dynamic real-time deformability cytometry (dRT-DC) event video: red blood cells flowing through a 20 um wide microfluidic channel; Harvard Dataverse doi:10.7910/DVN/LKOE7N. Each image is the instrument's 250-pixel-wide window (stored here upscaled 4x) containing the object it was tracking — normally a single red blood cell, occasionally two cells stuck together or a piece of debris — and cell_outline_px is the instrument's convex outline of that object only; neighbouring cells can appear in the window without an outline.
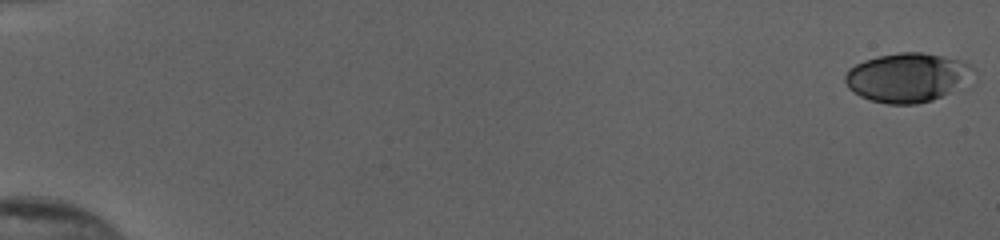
{"species": "human", "species_latin": "Homo sapiens", "temperature_condition": "cold", "stored_images_in_passage": 20, "camera_frame_rate_fps": 3000, "um_per_image_px": 0.085, "donor": {"sex": "female"}, "frame": {"image": 1, "passage_image": 1, "time_ms": 0.0, "image_size_px": [1000, 240], "cell_outline_px": [[976, 84], [968, 88], [932, 100], [916, 104], [888, 104], [872, 100], [860, 96], [848, 88], [844, 80], [844, 76], [848, 68], [864, 60], [876, 56], [900, 52], [920, 52], [944, 56], [972, 64], [976, 68]], "centroid_in_image_um": [77.29, 6.6], "position_along_channel_um": 7.7, "area_um2": 38.15}}
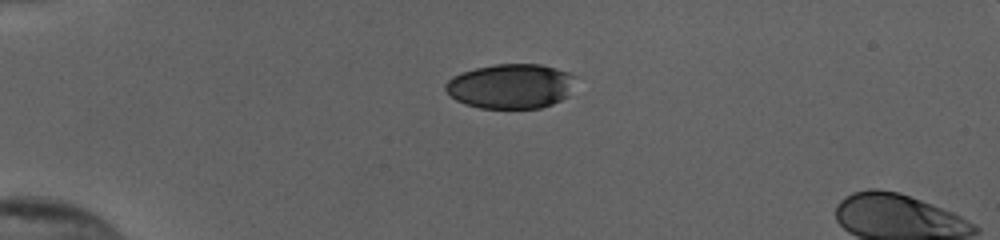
{"frame": {"image": 2, "passage_image": 15, "time_ms": 4.667, "image_size_px": [1000, 240], "cell_outline_px": [[580, 76], [568, 96], [552, 104], [540, 108], [480, 108], [464, 104], [456, 100], [444, 88], [444, 84], [452, 76], [476, 68], [496, 64], [540, 64], [556, 68]], "centroid_in_image_um": [43.47, 7.32], "position_along_channel_um": 41.5, "area_um2": 34.22}}